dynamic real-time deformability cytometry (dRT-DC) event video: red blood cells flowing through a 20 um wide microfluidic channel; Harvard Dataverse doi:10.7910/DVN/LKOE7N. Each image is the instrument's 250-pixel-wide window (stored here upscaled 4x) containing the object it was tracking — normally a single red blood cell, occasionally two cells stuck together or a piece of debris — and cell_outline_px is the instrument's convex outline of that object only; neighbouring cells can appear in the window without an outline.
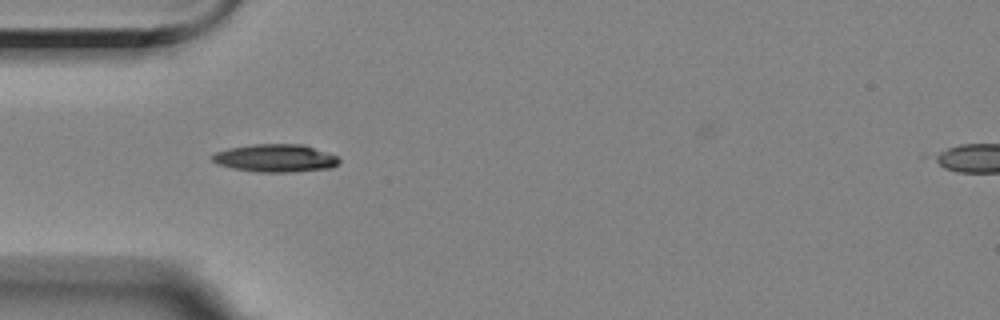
{"species": "Egyptian fruit bat (a non-hibernating species)", "species_latin": "Rousettus aegyptiacus", "temperature_condition": "room temperature", "stored_images_in_passage": 2, "camera_frame_rate_fps": 3000, "um_per_image_px": 0.085, "animal": {"sex": "female"}, "frame": {"image": 1, "passage_image": 1, "time_ms": 0.0, "image_size_px": [1000, 320], "cell_outline_px": [[340, 160], [332, 168], [292, 172], [260, 172], [232, 168], [216, 164], [212, 160], [212, 156], [216, 152], [228, 148], [252, 144], [304, 144], [340, 156]], "centroid_in_image_um": [23.44, 13.43], "position_along_channel_um": 61.6, "area_um2": 20.75}}
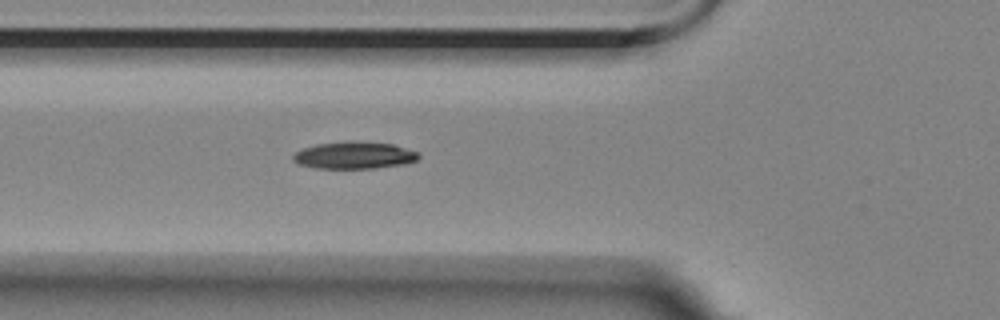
{"frame": {"image": 2, "passage_image": 2, "time_ms": 1.0, "image_size_px": [1000, 320], "cell_outline_px": [[420, 156], [416, 160], [404, 164], [376, 168], [316, 168], [296, 164], [292, 160], [292, 156], [296, 152], [304, 148], [316, 144], [344, 140], [352, 140], [392, 144], [420, 152]], "centroid_in_image_um": [30.09, 13.19], "position_along_channel_um": 95.7, "area_um2": 20.11}}